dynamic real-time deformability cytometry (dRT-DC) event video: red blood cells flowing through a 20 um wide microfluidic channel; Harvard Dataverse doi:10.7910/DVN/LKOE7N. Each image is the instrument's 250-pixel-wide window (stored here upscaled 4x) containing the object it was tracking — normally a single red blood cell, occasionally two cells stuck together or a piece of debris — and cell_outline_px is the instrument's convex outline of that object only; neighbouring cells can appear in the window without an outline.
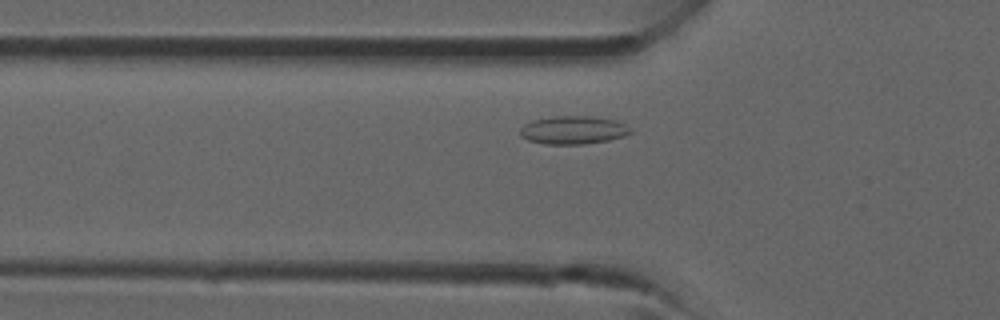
{"species": "common noctule bat (a hibernating species)", "species_latin": "Nyctalus noctula", "temperature_condition": "room temperature", "stored_images_in_passage": 30, "camera_frame_rate_fps": 3000, "um_per_image_px": 0.085, "animal": {"sex": "male", "forearm_length_mm": 52.5}, "frame": {"image": 1, "passage_image": 7, "time_ms": 2.0, "image_size_px": [1000, 320], "cell_outline_px": [[632, 132], [624, 136], [608, 140], [584, 144], [544, 144], [528, 140], [520, 136], [520, 128], [524, 124], [532, 120], [552, 116], [588, 116], [616, 120], [624, 124]], "centroid_in_image_um": [48.68, 11.05], "position_along_channel_um": 77.1, "area_um2": 18.09}}
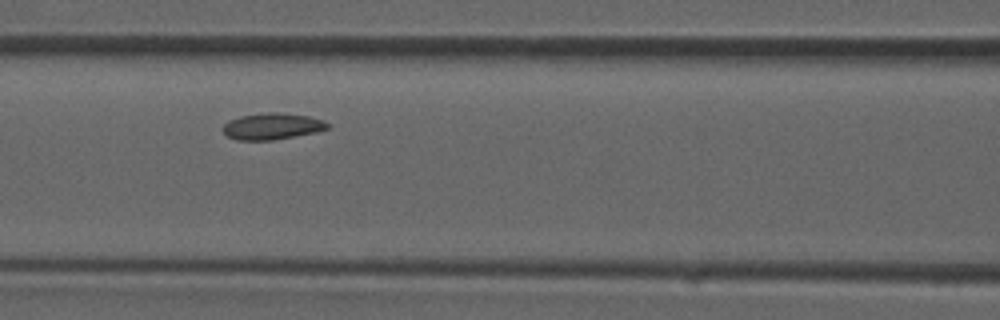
{"frame": {"image": 2, "passage_image": 11, "time_ms": 3.333, "image_size_px": [1000, 320], "cell_outline_px": [[332, 124], [328, 128], [316, 132], [272, 140], [236, 140], [228, 136], [224, 132], [224, 124], [228, 120], [240, 116], [268, 112], [276, 112], [308, 116], [324, 120]], "centroid_in_image_um": [23.16, 10.73], "position_along_channel_um": 143.4, "area_um2": 16.07}}
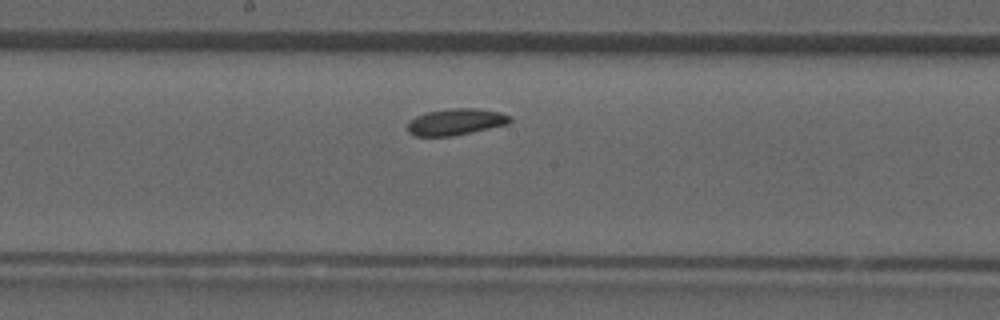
{"frame": {"image": 3, "passage_image": 15, "time_ms": 4.667, "image_size_px": [1000, 320], "cell_outline_px": [[512, 120], [508, 124], [452, 136], [416, 136], [408, 132], [408, 120], [416, 116], [428, 112], [448, 108], [476, 108], [500, 112], [512, 116]], "centroid_in_image_um": [38.75, 10.35], "position_along_channel_um": 209.5, "area_um2": 15.84}}